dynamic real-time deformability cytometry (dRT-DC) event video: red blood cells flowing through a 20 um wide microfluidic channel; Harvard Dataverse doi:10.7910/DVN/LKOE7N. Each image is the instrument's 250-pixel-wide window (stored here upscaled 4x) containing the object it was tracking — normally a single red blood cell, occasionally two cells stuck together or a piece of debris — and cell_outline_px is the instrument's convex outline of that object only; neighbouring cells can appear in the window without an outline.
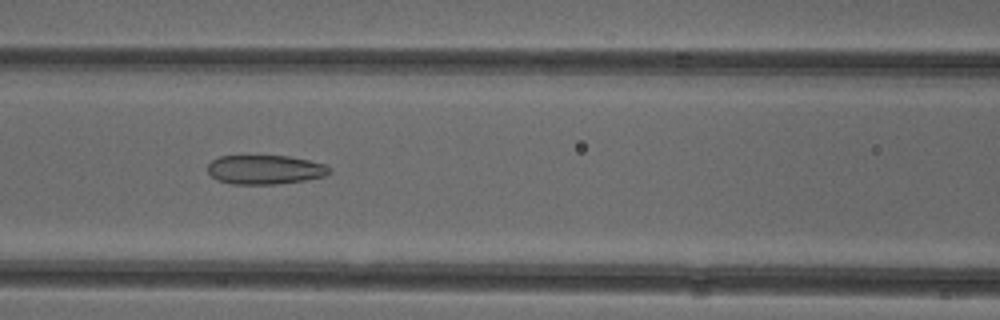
{"species": "common noctule bat (a hibernating species)", "species_latin": "Nyctalus noctula", "temperature_condition": "cold", "stored_images_in_passage": 52, "camera_frame_rate_fps": 3000, "um_per_image_px": 0.085, "animal": {"sex": "female"}, "frame": {"image": 1, "passage_image": 22, "time_ms": 7.0, "image_size_px": [1000, 320], "cell_outline_px": [[332, 172], [324, 176], [304, 180], [276, 184], [232, 184], [216, 180], [208, 172], [208, 164], [212, 160], [220, 156], [288, 156], [308, 160], [324, 164], [332, 168]], "centroid_in_image_um": [22.53, 14.42], "position_along_channel_um": 144.1, "area_um2": 20.69}}
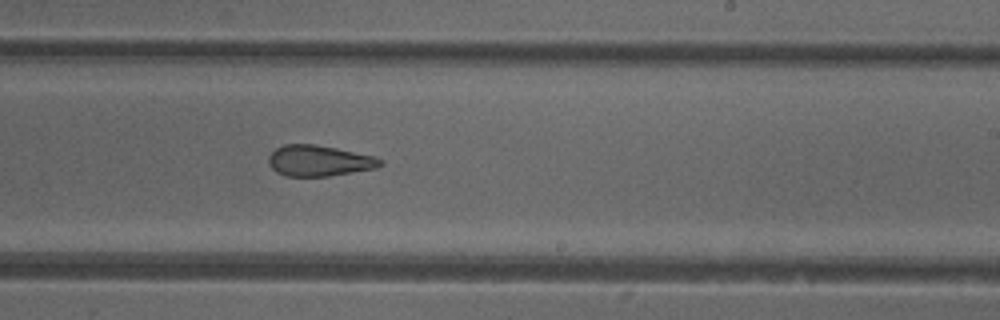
{"frame": {"image": 2, "passage_image": 31, "time_ms": 10.0, "image_size_px": [1000, 320], "cell_outline_px": [[384, 164], [376, 168], [328, 176], [284, 176], [276, 172], [268, 164], [268, 156], [276, 148], [284, 144], [316, 144], [376, 156], [384, 160]], "centroid_in_image_um": [27.13, 13.66], "position_along_channel_um": 261.9, "area_um2": 20.29}}
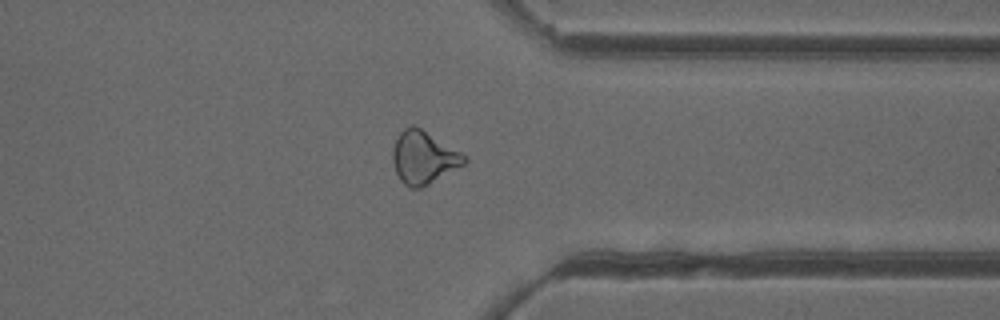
{"frame": {"image": 3, "passage_image": 40, "time_ms": 13.0, "image_size_px": [1000, 320], "cell_outline_px": [[468, 160], [464, 164], [428, 184], [420, 188], [408, 188], [400, 180], [396, 172], [392, 160], [392, 148], [400, 132], [404, 128], [412, 124], [420, 128], [468, 156]], "centroid_in_image_um": [35.99, 13.39], "position_along_channel_um": 375.4, "area_um2": 21.85}, "authors_computed_cell_mechanics": {"area_um2": 23.0044, "velocity_mm_per_s": 3.9297, "shape_relaxation_time_tau1_ms": null, "shape_relaxation_time_tau2_ms": 2.0658, "deformation_change_tau1": null, "deformation_change_tau2": 0.1015}}